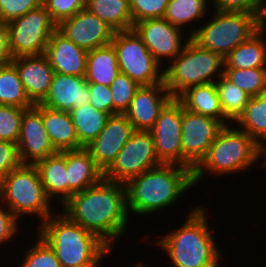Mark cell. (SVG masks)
I'll use <instances>...</instances> for the list:
<instances>
[{
  "label": "cell",
  "instance_id": "obj_38",
  "mask_svg": "<svg viewBox=\"0 0 266 267\" xmlns=\"http://www.w3.org/2000/svg\"><path fill=\"white\" fill-rule=\"evenodd\" d=\"M209 4L217 11L255 14L266 24V2L264 0H211Z\"/></svg>",
  "mask_w": 266,
  "mask_h": 267
},
{
  "label": "cell",
  "instance_id": "obj_19",
  "mask_svg": "<svg viewBox=\"0 0 266 267\" xmlns=\"http://www.w3.org/2000/svg\"><path fill=\"white\" fill-rule=\"evenodd\" d=\"M90 90L84 76L55 72L48 95L40 103L50 109L70 112L73 108L89 104Z\"/></svg>",
  "mask_w": 266,
  "mask_h": 267
},
{
  "label": "cell",
  "instance_id": "obj_30",
  "mask_svg": "<svg viewBox=\"0 0 266 267\" xmlns=\"http://www.w3.org/2000/svg\"><path fill=\"white\" fill-rule=\"evenodd\" d=\"M79 144L85 148L103 130L110 114L96 110L90 104L73 108L69 112Z\"/></svg>",
  "mask_w": 266,
  "mask_h": 267
},
{
  "label": "cell",
  "instance_id": "obj_44",
  "mask_svg": "<svg viewBox=\"0 0 266 267\" xmlns=\"http://www.w3.org/2000/svg\"><path fill=\"white\" fill-rule=\"evenodd\" d=\"M90 90V102L96 110L113 115V100L110 86H104L98 83H88Z\"/></svg>",
  "mask_w": 266,
  "mask_h": 267
},
{
  "label": "cell",
  "instance_id": "obj_26",
  "mask_svg": "<svg viewBox=\"0 0 266 267\" xmlns=\"http://www.w3.org/2000/svg\"><path fill=\"white\" fill-rule=\"evenodd\" d=\"M224 68H266V24L224 57Z\"/></svg>",
  "mask_w": 266,
  "mask_h": 267
},
{
  "label": "cell",
  "instance_id": "obj_5",
  "mask_svg": "<svg viewBox=\"0 0 266 267\" xmlns=\"http://www.w3.org/2000/svg\"><path fill=\"white\" fill-rule=\"evenodd\" d=\"M262 157L265 158V150L252 137L237 126L235 128L232 123L225 125L204 159L193 170L194 188L209 172L208 175L222 178V175L244 173L257 164L264 168L265 161L259 162Z\"/></svg>",
  "mask_w": 266,
  "mask_h": 267
},
{
  "label": "cell",
  "instance_id": "obj_35",
  "mask_svg": "<svg viewBox=\"0 0 266 267\" xmlns=\"http://www.w3.org/2000/svg\"><path fill=\"white\" fill-rule=\"evenodd\" d=\"M23 250L19 267H61L55 252L38 234L35 244Z\"/></svg>",
  "mask_w": 266,
  "mask_h": 267
},
{
  "label": "cell",
  "instance_id": "obj_41",
  "mask_svg": "<svg viewBox=\"0 0 266 267\" xmlns=\"http://www.w3.org/2000/svg\"><path fill=\"white\" fill-rule=\"evenodd\" d=\"M42 4L43 0H0V21L9 23Z\"/></svg>",
  "mask_w": 266,
  "mask_h": 267
},
{
  "label": "cell",
  "instance_id": "obj_6",
  "mask_svg": "<svg viewBox=\"0 0 266 267\" xmlns=\"http://www.w3.org/2000/svg\"><path fill=\"white\" fill-rule=\"evenodd\" d=\"M224 66L222 55L202 48L190 37L181 53L164 67V84L172 98H177L190 87L215 83L224 74Z\"/></svg>",
  "mask_w": 266,
  "mask_h": 267
},
{
  "label": "cell",
  "instance_id": "obj_40",
  "mask_svg": "<svg viewBox=\"0 0 266 267\" xmlns=\"http://www.w3.org/2000/svg\"><path fill=\"white\" fill-rule=\"evenodd\" d=\"M87 0H43L51 19L58 24L86 8Z\"/></svg>",
  "mask_w": 266,
  "mask_h": 267
},
{
  "label": "cell",
  "instance_id": "obj_47",
  "mask_svg": "<svg viewBox=\"0 0 266 267\" xmlns=\"http://www.w3.org/2000/svg\"><path fill=\"white\" fill-rule=\"evenodd\" d=\"M138 264H136L134 267H145V264L143 265L142 263H139V262H137Z\"/></svg>",
  "mask_w": 266,
  "mask_h": 267
},
{
  "label": "cell",
  "instance_id": "obj_18",
  "mask_svg": "<svg viewBox=\"0 0 266 267\" xmlns=\"http://www.w3.org/2000/svg\"><path fill=\"white\" fill-rule=\"evenodd\" d=\"M172 99L164 83L140 86L124 113L135 131H150L159 112Z\"/></svg>",
  "mask_w": 266,
  "mask_h": 267
},
{
  "label": "cell",
  "instance_id": "obj_31",
  "mask_svg": "<svg viewBox=\"0 0 266 267\" xmlns=\"http://www.w3.org/2000/svg\"><path fill=\"white\" fill-rule=\"evenodd\" d=\"M209 1L211 0H169L163 18L185 31L189 23L197 24L198 21L205 20L206 15L208 17Z\"/></svg>",
  "mask_w": 266,
  "mask_h": 267
},
{
  "label": "cell",
  "instance_id": "obj_20",
  "mask_svg": "<svg viewBox=\"0 0 266 267\" xmlns=\"http://www.w3.org/2000/svg\"><path fill=\"white\" fill-rule=\"evenodd\" d=\"M12 64L16 67L29 99L34 104L41 103L48 95L55 73L46 55L16 57Z\"/></svg>",
  "mask_w": 266,
  "mask_h": 267
},
{
  "label": "cell",
  "instance_id": "obj_4",
  "mask_svg": "<svg viewBox=\"0 0 266 267\" xmlns=\"http://www.w3.org/2000/svg\"><path fill=\"white\" fill-rule=\"evenodd\" d=\"M36 229V234L55 252L61 267L101 265V260L112 251L97 235L62 212L53 213Z\"/></svg>",
  "mask_w": 266,
  "mask_h": 267
},
{
  "label": "cell",
  "instance_id": "obj_36",
  "mask_svg": "<svg viewBox=\"0 0 266 267\" xmlns=\"http://www.w3.org/2000/svg\"><path fill=\"white\" fill-rule=\"evenodd\" d=\"M140 86L129 76L119 73L110 85L113 100V114H124Z\"/></svg>",
  "mask_w": 266,
  "mask_h": 267
},
{
  "label": "cell",
  "instance_id": "obj_33",
  "mask_svg": "<svg viewBox=\"0 0 266 267\" xmlns=\"http://www.w3.org/2000/svg\"><path fill=\"white\" fill-rule=\"evenodd\" d=\"M224 117L234 123L244 111L250 96L224 75L215 82Z\"/></svg>",
  "mask_w": 266,
  "mask_h": 267
},
{
  "label": "cell",
  "instance_id": "obj_7",
  "mask_svg": "<svg viewBox=\"0 0 266 267\" xmlns=\"http://www.w3.org/2000/svg\"><path fill=\"white\" fill-rule=\"evenodd\" d=\"M211 10L212 20L202 26H192L187 35L202 48L219 53L223 57L265 25L255 14Z\"/></svg>",
  "mask_w": 266,
  "mask_h": 267
},
{
  "label": "cell",
  "instance_id": "obj_1",
  "mask_svg": "<svg viewBox=\"0 0 266 267\" xmlns=\"http://www.w3.org/2000/svg\"><path fill=\"white\" fill-rule=\"evenodd\" d=\"M61 209L71 221L94 233L114 249V241L124 237L122 235L129 227L127 223H130L127 184L103 178L99 183L75 193Z\"/></svg>",
  "mask_w": 266,
  "mask_h": 267
},
{
  "label": "cell",
  "instance_id": "obj_24",
  "mask_svg": "<svg viewBox=\"0 0 266 267\" xmlns=\"http://www.w3.org/2000/svg\"><path fill=\"white\" fill-rule=\"evenodd\" d=\"M35 166L40 174L47 197L54 203L59 200L63 206L68 201V180L66 173V150L57 152L38 161Z\"/></svg>",
  "mask_w": 266,
  "mask_h": 267
},
{
  "label": "cell",
  "instance_id": "obj_37",
  "mask_svg": "<svg viewBox=\"0 0 266 267\" xmlns=\"http://www.w3.org/2000/svg\"><path fill=\"white\" fill-rule=\"evenodd\" d=\"M26 110L11 105H0V141L17 144L22 117Z\"/></svg>",
  "mask_w": 266,
  "mask_h": 267
},
{
  "label": "cell",
  "instance_id": "obj_10",
  "mask_svg": "<svg viewBox=\"0 0 266 267\" xmlns=\"http://www.w3.org/2000/svg\"><path fill=\"white\" fill-rule=\"evenodd\" d=\"M8 24L13 58L44 54L51 35L57 29L43 4Z\"/></svg>",
  "mask_w": 266,
  "mask_h": 267
},
{
  "label": "cell",
  "instance_id": "obj_3",
  "mask_svg": "<svg viewBox=\"0 0 266 267\" xmlns=\"http://www.w3.org/2000/svg\"><path fill=\"white\" fill-rule=\"evenodd\" d=\"M128 214L147 216L172 207L184 193L192 190L193 172L177 164H160L127 183ZM180 197V198H179Z\"/></svg>",
  "mask_w": 266,
  "mask_h": 267
},
{
  "label": "cell",
  "instance_id": "obj_8",
  "mask_svg": "<svg viewBox=\"0 0 266 267\" xmlns=\"http://www.w3.org/2000/svg\"><path fill=\"white\" fill-rule=\"evenodd\" d=\"M0 203L20 220L22 216L36 215L41 218L38 224L55 213L54 206L51 205L53 202L46 195L37 167L30 164H22L0 182Z\"/></svg>",
  "mask_w": 266,
  "mask_h": 267
},
{
  "label": "cell",
  "instance_id": "obj_15",
  "mask_svg": "<svg viewBox=\"0 0 266 267\" xmlns=\"http://www.w3.org/2000/svg\"><path fill=\"white\" fill-rule=\"evenodd\" d=\"M56 30L86 51L111 44L115 32L86 8L59 22Z\"/></svg>",
  "mask_w": 266,
  "mask_h": 267
},
{
  "label": "cell",
  "instance_id": "obj_32",
  "mask_svg": "<svg viewBox=\"0 0 266 267\" xmlns=\"http://www.w3.org/2000/svg\"><path fill=\"white\" fill-rule=\"evenodd\" d=\"M0 105H11L22 109H29L35 105L29 99L12 63L0 67Z\"/></svg>",
  "mask_w": 266,
  "mask_h": 267
},
{
  "label": "cell",
  "instance_id": "obj_25",
  "mask_svg": "<svg viewBox=\"0 0 266 267\" xmlns=\"http://www.w3.org/2000/svg\"><path fill=\"white\" fill-rule=\"evenodd\" d=\"M183 108L219 120L224 126L231 124L223 115L215 83L197 85L186 89L176 98Z\"/></svg>",
  "mask_w": 266,
  "mask_h": 267
},
{
  "label": "cell",
  "instance_id": "obj_16",
  "mask_svg": "<svg viewBox=\"0 0 266 267\" xmlns=\"http://www.w3.org/2000/svg\"><path fill=\"white\" fill-rule=\"evenodd\" d=\"M134 132L125 114H113L108 117L99 135L85 148L104 173Z\"/></svg>",
  "mask_w": 266,
  "mask_h": 267
},
{
  "label": "cell",
  "instance_id": "obj_42",
  "mask_svg": "<svg viewBox=\"0 0 266 267\" xmlns=\"http://www.w3.org/2000/svg\"><path fill=\"white\" fill-rule=\"evenodd\" d=\"M22 165L17 144L0 141V182L14 169Z\"/></svg>",
  "mask_w": 266,
  "mask_h": 267
},
{
  "label": "cell",
  "instance_id": "obj_46",
  "mask_svg": "<svg viewBox=\"0 0 266 267\" xmlns=\"http://www.w3.org/2000/svg\"><path fill=\"white\" fill-rule=\"evenodd\" d=\"M79 267H99V265H83V266H79Z\"/></svg>",
  "mask_w": 266,
  "mask_h": 267
},
{
  "label": "cell",
  "instance_id": "obj_14",
  "mask_svg": "<svg viewBox=\"0 0 266 267\" xmlns=\"http://www.w3.org/2000/svg\"><path fill=\"white\" fill-rule=\"evenodd\" d=\"M146 45L148 51L163 66H167L182 51L189 36L164 18L146 19L134 23L132 28ZM164 61V62H163Z\"/></svg>",
  "mask_w": 266,
  "mask_h": 267
},
{
  "label": "cell",
  "instance_id": "obj_22",
  "mask_svg": "<svg viewBox=\"0 0 266 267\" xmlns=\"http://www.w3.org/2000/svg\"><path fill=\"white\" fill-rule=\"evenodd\" d=\"M66 173L68 200L75 193L82 192L104 178L103 171L96 165L86 148L66 150Z\"/></svg>",
  "mask_w": 266,
  "mask_h": 267
},
{
  "label": "cell",
  "instance_id": "obj_39",
  "mask_svg": "<svg viewBox=\"0 0 266 267\" xmlns=\"http://www.w3.org/2000/svg\"><path fill=\"white\" fill-rule=\"evenodd\" d=\"M133 23L163 18L169 0H129Z\"/></svg>",
  "mask_w": 266,
  "mask_h": 267
},
{
  "label": "cell",
  "instance_id": "obj_23",
  "mask_svg": "<svg viewBox=\"0 0 266 267\" xmlns=\"http://www.w3.org/2000/svg\"><path fill=\"white\" fill-rule=\"evenodd\" d=\"M34 107L41 113L48 137L58 152L83 148L79 144L76 129L68 112L50 109L40 103Z\"/></svg>",
  "mask_w": 266,
  "mask_h": 267
},
{
  "label": "cell",
  "instance_id": "obj_45",
  "mask_svg": "<svg viewBox=\"0 0 266 267\" xmlns=\"http://www.w3.org/2000/svg\"><path fill=\"white\" fill-rule=\"evenodd\" d=\"M13 56L10 52L9 24L0 21V67L11 64Z\"/></svg>",
  "mask_w": 266,
  "mask_h": 267
},
{
  "label": "cell",
  "instance_id": "obj_13",
  "mask_svg": "<svg viewBox=\"0 0 266 267\" xmlns=\"http://www.w3.org/2000/svg\"><path fill=\"white\" fill-rule=\"evenodd\" d=\"M158 160L182 166V104L172 98L150 130Z\"/></svg>",
  "mask_w": 266,
  "mask_h": 267
},
{
  "label": "cell",
  "instance_id": "obj_11",
  "mask_svg": "<svg viewBox=\"0 0 266 267\" xmlns=\"http://www.w3.org/2000/svg\"><path fill=\"white\" fill-rule=\"evenodd\" d=\"M162 164L155 152L150 131H135L104 172L109 181L127 183L132 178Z\"/></svg>",
  "mask_w": 266,
  "mask_h": 267
},
{
  "label": "cell",
  "instance_id": "obj_34",
  "mask_svg": "<svg viewBox=\"0 0 266 267\" xmlns=\"http://www.w3.org/2000/svg\"><path fill=\"white\" fill-rule=\"evenodd\" d=\"M223 75L250 97L258 96L266 90V68H224Z\"/></svg>",
  "mask_w": 266,
  "mask_h": 267
},
{
  "label": "cell",
  "instance_id": "obj_43",
  "mask_svg": "<svg viewBox=\"0 0 266 267\" xmlns=\"http://www.w3.org/2000/svg\"><path fill=\"white\" fill-rule=\"evenodd\" d=\"M20 220L3 203L0 204V247L19 235ZM20 229V230H19Z\"/></svg>",
  "mask_w": 266,
  "mask_h": 267
},
{
  "label": "cell",
  "instance_id": "obj_9",
  "mask_svg": "<svg viewBox=\"0 0 266 267\" xmlns=\"http://www.w3.org/2000/svg\"><path fill=\"white\" fill-rule=\"evenodd\" d=\"M111 44L117 53L120 73L129 76L139 86L164 83V67L133 29L114 32Z\"/></svg>",
  "mask_w": 266,
  "mask_h": 267
},
{
  "label": "cell",
  "instance_id": "obj_28",
  "mask_svg": "<svg viewBox=\"0 0 266 267\" xmlns=\"http://www.w3.org/2000/svg\"><path fill=\"white\" fill-rule=\"evenodd\" d=\"M233 125L245 131L266 150V90L258 96L250 97Z\"/></svg>",
  "mask_w": 266,
  "mask_h": 267
},
{
  "label": "cell",
  "instance_id": "obj_12",
  "mask_svg": "<svg viewBox=\"0 0 266 267\" xmlns=\"http://www.w3.org/2000/svg\"><path fill=\"white\" fill-rule=\"evenodd\" d=\"M223 127L219 120L191 112L182 105V166L193 172Z\"/></svg>",
  "mask_w": 266,
  "mask_h": 267
},
{
  "label": "cell",
  "instance_id": "obj_29",
  "mask_svg": "<svg viewBox=\"0 0 266 267\" xmlns=\"http://www.w3.org/2000/svg\"><path fill=\"white\" fill-rule=\"evenodd\" d=\"M86 9L108 24L115 32L133 28L129 0H87Z\"/></svg>",
  "mask_w": 266,
  "mask_h": 267
},
{
  "label": "cell",
  "instance_id": "obj_27",
  "mask_svg": "<svg viewBox=\"0 0 266 267\" xmlns=\"http://www.w3.org/2000/svg\"><path fill=\"white\" fill-rule=\"evenodd\" d=\"M119 73L117 53L112 44L88 51L84 76L88 83L110 86Z\"/></svg>",
  "mask_w": 266,
  "mask_h": 267
},
{
  "label": "cell",
  "instance_id": "obj_17",
  "mask_svg": "<svg viewBox=\"0 0 266 267\" xmlns=\"http://www.w3.org/2000/svg\"><path fill=\"white\" fill-rule=\"evenodd\" d=\"M17 146L22 164L35 165L58 152L48 137L41 113L34 106L23 114Z\"/></svg>",
  "mask_w": 266,
  "mask_h": 267
},
{
  "label": "cell",
  "instance_id": "obj_21",
  "mask_svg": "<svg viewBox=\"0 0 266 267\" xmlns=\"http://www.w3.org/2000/svg\"><path fill=\"white\" fill-rule=\"evenodd\" d=\"M87 53L88 51L78 47L56 30L51 35L44 54L54 72L85 76Z\"/></svg>",
  "mask_w": 266,
  "mask_h": 267
},
{
  "label": "cell",
  "instance_id": "obj_2",
  "mask_svg": "<svg viewBox=\"0 0 266 267\" xmlns=\"http://www.w3.org/2000/svg\"><path fill=\"white\" fill-rule=\"evenodd\" d=\"M191 209L182 226L171 229L154 243L167 253L172 267H222V251L209 225L207 207L200 204Z\"/></svg>",
  "mask_w": 266,
  "mask_h": 267
}]
</instances>
